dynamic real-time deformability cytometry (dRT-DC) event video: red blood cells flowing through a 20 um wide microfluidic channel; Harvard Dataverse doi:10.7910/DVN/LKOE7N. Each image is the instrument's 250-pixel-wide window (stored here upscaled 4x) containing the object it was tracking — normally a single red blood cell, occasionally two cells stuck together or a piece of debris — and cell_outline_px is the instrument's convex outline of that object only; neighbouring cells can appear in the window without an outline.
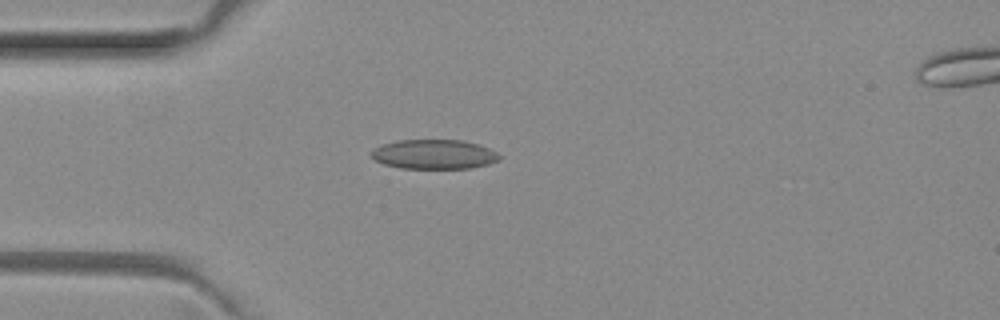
{"species": "common noctule bat (a hibernating species)", "species_latin": "Nyctalus noctula", "temperature_condition": "room temperature", "stored_images_in_passage": 3, "camera_frame_rate_fps": 3000, "um_per_image_px": 0.085, "animal": {"sex": "female", "body_mass_g": 29.2, "forearm_length_mm": 56.3}, "frame": {"image": 1, "passage_image": 3, "time_ms": 0.667, "image_size_px": [1000, 320], "cell_outline_px": [[500, 160], [488, 164], [472, 168], [400, 168], [384, 164], [376, 160], [372, 156], [372, 152], [376, 148], [384, 144], [400, 140], [464, 140], [488, 148], [496, 152], [500, 156]], "centroid_in_image_um": [36.93, 13.12], "position_along_channel_um": 48.1, "area_um2": 21.73}}